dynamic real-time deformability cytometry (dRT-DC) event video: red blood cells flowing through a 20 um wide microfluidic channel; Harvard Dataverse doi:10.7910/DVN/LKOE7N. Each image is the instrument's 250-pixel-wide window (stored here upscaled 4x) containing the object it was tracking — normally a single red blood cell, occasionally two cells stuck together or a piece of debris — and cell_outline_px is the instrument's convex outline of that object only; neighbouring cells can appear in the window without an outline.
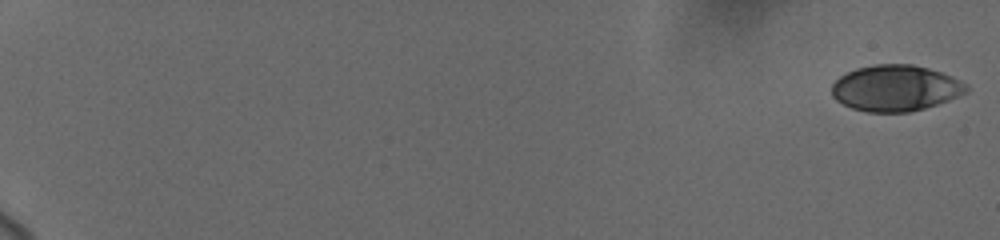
{"species": "human", "species_latin": "Homo sapiens", "temperature_condition": "cold", "stored_images_in_passage": 18, "camera_frame_rate_fps": 3000, "um_per_image_px": 0.085, "donor": {"sex": "female"}, "frame": {"image": 1, "passage_image": 1, "time_ms": 0.0, "image_size_px": [1000, 240], "cell_outline_px": [[968, 88], [964, 92], [948, 100], [924, 108], [908, 112], [868, 112], [852, 108], [836, 100], [832, 96], [832, 84], [840, 76], [856, 68], [872, 64], [912, 64], [928, 68], [940, 72], [960, 80], [968, 84]], "centroid_in_image_um": [76.09, 7.48], "position_along_channel_um": 8.9, "area_um2": 35.89}}
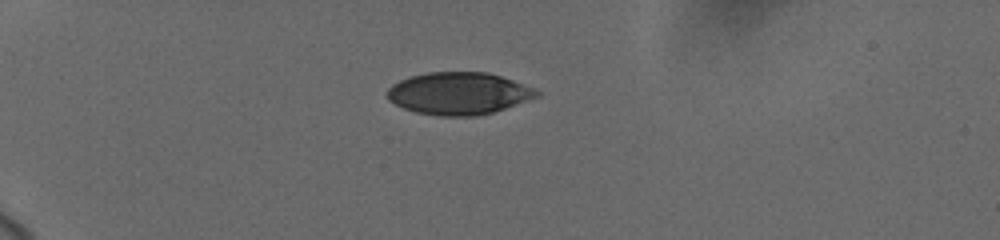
{"frame": {"image": 2, "passage_image": 13, "time_ms": 5.667, "image_size_px": [1000, 240], "cell_outline_px": [[540, 96], [492, 112], [476, 116], [440, 116], [416, 112], [404, 108], [388, 100], [388, 88], [392, 84], [400, 80], [412, 76], [428, 72], [488, 72], [512, 80], [532, 88], [540, 92]], "centroid_in_image_um": [38.97, 7.94], "position_along_channel_um": 46.0, "area_um2": 36.47}}
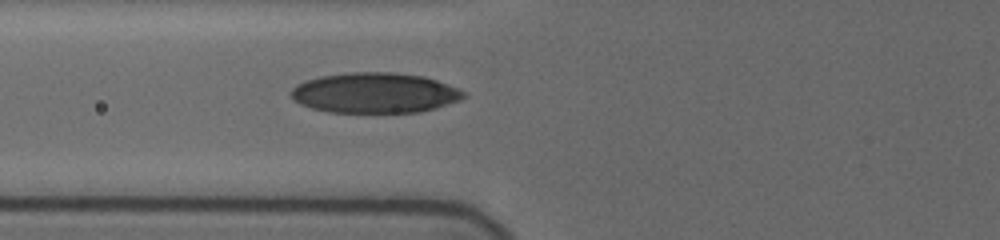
{"frame": {"image": 3, "passage_image": 18, "time_ms": 8.333, "image_size_px": [1000, 240], "cell_outline_px": [[464, 96], [460, 100], [436, 108], [420, 112], [328, 112], [312, 108], [300, 104], [288, 92], [296, 84], [320, 76], [352, 72], [392, 72], [424, 76], [436, 80], [456, 88], [464, 92]], "centroid_in_image_um": [31.83, 7.89], "position_along_channel_um": 94.0, "area_um2": 40.34}}